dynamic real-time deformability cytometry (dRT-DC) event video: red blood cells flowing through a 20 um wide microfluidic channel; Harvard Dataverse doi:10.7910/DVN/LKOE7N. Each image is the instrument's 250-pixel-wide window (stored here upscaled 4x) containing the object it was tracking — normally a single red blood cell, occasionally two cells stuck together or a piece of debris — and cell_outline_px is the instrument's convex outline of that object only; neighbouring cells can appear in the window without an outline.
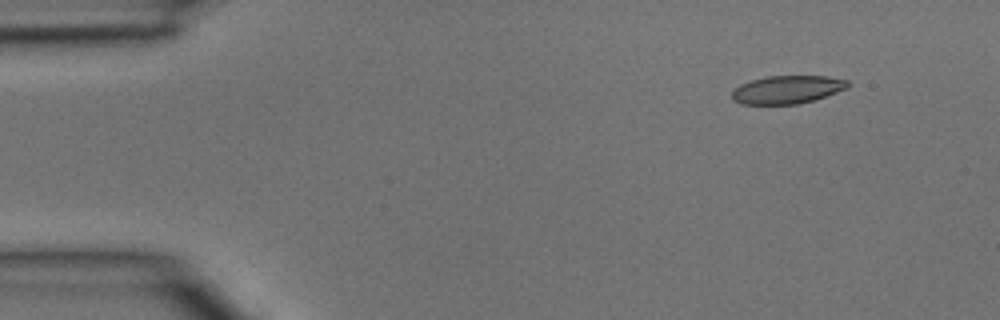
{"species": "common noctule bat (a hibernating species)", "species_latin": "Nyctalus noctula", "temperature_condition": "room temperature", "stored_images_in_passage": 4, "camera_frame_rate_fps": 3000, "um_per_image_px": 0.085, "animal": {"sex": "male", "body_mass_g": 15.6}, "frame": {"image": 1, "passage_image": 1, "time_ms": 0.0, "image_size_px": [1000, 320], "cell_outline_px": [[848, 88], [812, 100], [796, 104], [740, 104], [732, 100], [732, 92], [740, 84], [752, 80], [768, 76], [828, 76], [848, 80]], "centroid_in_image_um": [66.89, 7.61], "position_along_channel_um": 18.1, "area_um2": 18.79}}
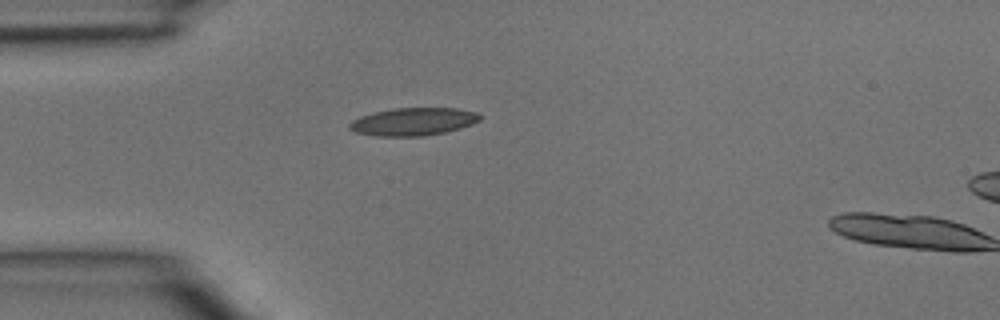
{"frame": {"image": 2, "passage_image": 3, "time_ms": 0.667, "image_size_px": [1000, 320], "cell_outline_px": [[484, 116], [480, 120], [472, 124], [460, 128], [444, 132], [424, 136], [376, 136], [356, 132], [348, 128], [348, 124], [352, 120], [360, 116], [372, 112], [392, 108], [456, 108], [476, 112]], "centroid_in_image_um": [35.12, 10.33], "position_along_channel_um": 49.9, "area_um2": 21.27}}